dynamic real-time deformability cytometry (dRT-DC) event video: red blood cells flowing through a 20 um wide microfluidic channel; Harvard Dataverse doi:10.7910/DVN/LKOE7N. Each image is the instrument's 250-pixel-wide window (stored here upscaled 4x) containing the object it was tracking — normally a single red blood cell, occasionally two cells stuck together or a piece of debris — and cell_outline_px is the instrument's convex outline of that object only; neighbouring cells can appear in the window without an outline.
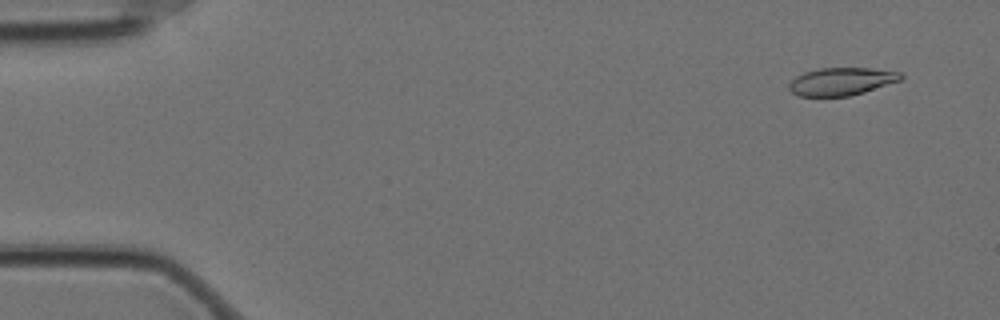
{"species": "Egyptian fruit bat (a non-hibernating species)", "species_latin": "Rousettus aegyptiacus", "temperature_condition": "cold", "stored_images_in_passage": 58, "camera_frame_rate_fps": 3000, "um_per_image_px": 0.085, "animal": {"sex": "female"}, "frame": {"image": 1, "passage_image": 4, "time_ms": 1.0, "image_size_px": [1000, 320], "cell_outline_px": [[904, 76], [900, 80], [864, 92], [848, 96], [800, 96], [792, 92], [788, 88], [788, 84], [796, 76], [804, 72], [820, 68], [872, 68], [900, 72]], "centroid_in_image_um": [71.51, 6.92], "position_along_channel_um": 13.5, "area_um2": 17.98}}
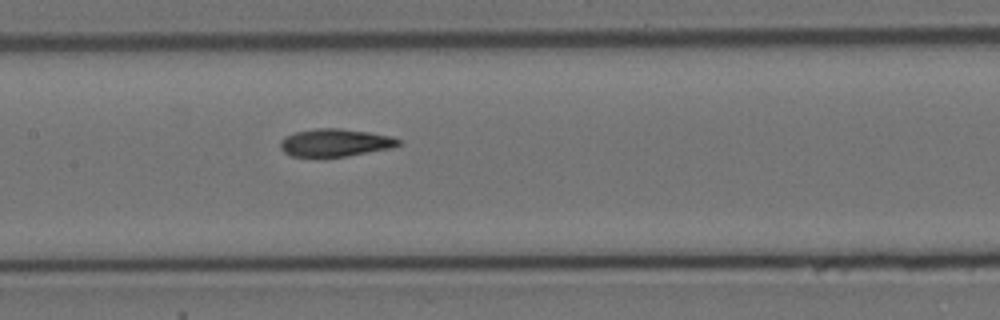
{"frame": {"image": 2, "passage_image": 28, "time_ms": 9.0, "image_size_px": [1000, 320], "cell_outline_px": [[400, 144], [392, 148], [344, 156], [292, 156], [284, 152], [280, 148], [280, 140], [284, 136], [296, 132], [316, 128], [340, 128], [368, 132], [392, 136], [400, 140]], "centroid_in_image_um": [28.47, 12.11], "position_along_channel_um": 178.9, "area_um2": 18.9}}
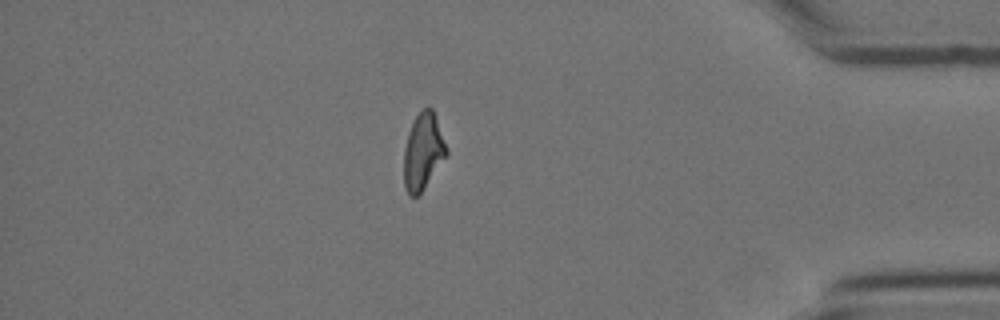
{"frame": {"image": 3, "passage_image": 50, "time_ms": 16.333, "image_size_px": [1000, 320], "cell_outline_px": [[448, 152], [424, 188], [416, 196], [408, 196], [404, 188], [404, 148], [408, 132], [416, 116], [424, 108], [432, 108], [448, 148]], "centroid_in_image_um": [35.94, 12.89], "position_along_channel_um": 399.3, "area_um2": 18.73}, "authors_computed_cell_mechanics": {"area_um2": 19.2185, "velocity_mm_per_s": 3.4972, "shape_relaxation_time_tau1_ms": 7.6813, "shape_relaxation_time_tau2_ms": 4.0739, "deformation_change_tau1": 0.1902, "deformation_change_tau2": 0.1042}}